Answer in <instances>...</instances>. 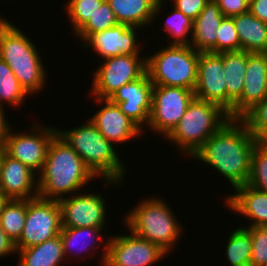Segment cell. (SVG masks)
I'll return each instance as SVG.
<instances>
[{
    "label": "cell",
    "mask_w": 267,
    "mask_h": 266,
    "mask_svg": "<svg viewBox=\"0 0 267 266\" xmlns=\"http://www.w3.org/2000/svg\"><path fill=\"white\" fill-rule=\"evenodd\" d=\"M235 191L225 198L227 208L251 220L247 227L267 226V192L259 191L248 184L237 187Z\"/></svg>",
    "instance_id": "ffe728a7"
},
{
    "label": "cell",
    "mask_w": 267,
    "mask_h": 266,
    "mask_svg": "<svg viewBox=\"0 0 267 266\" xmlns=\"http://www.w3.org/2000/svg\"><path fill=\"white\" fill-rule=\"evenodd\" d=\"M139 27H132L118 23L117 25L101 32L92 34L83 47L98 54L101 59L121 55H140L141 47L137 39ZM137 33V34H136ZM138 41V42H137Z\"/></svg>",
    "instance_id": "9a60e30c"
},
{
    "label": "cell",
    "mask_w": 267,
    "mask_h": 266,
    "mask_svg": "<svg viewBox=\"0 0 267 266\" xmlns=\"http://www.w3.org/2000/svg\"><path fill=\"white\" fill-rule=\"evenodd\" d=\"M27 214V199H9L0 215V226L16 243L21 236Z\"/></svg>",
    "instance_id": "83f0119b"
},
{
    "label": "cell",
    "mask_w": 267,
    "mask_h": 266,
    "mask_svg": "<svg viewBox=\"0 0 267 266\" xmlns=\"http://www.w3.org/2000/svg\"><path fill=\"white\" fill-rule=\"evenodd\" d=\"M12 131L11 129L5 140L3 151L38 174L43 168L50 142L57 134V128L33 123L30 131L22 133Z\"/></svg>",
    "instance_id": "7c38bea8"
},
{
    "label": "cell",
    "mask_w": 267,
    "mask_h": 266,
    "mask_svg": "<svg viewBox=\"0 0 267 266\" xmlns=\"http://www.w3.org/2000/svg\"><path fill=\"white\" fill-rule=\"evenodd\" d=\"M233 20L242 51L267 53V23L254 17L249 10L233 16Z\"/></svg>",
    "instance_id": "cb8c5ba5"
},
{
    "label": "cell",
    "mask_w": 267,
    "mask_h": 266,
    "mask_svg": "<svg viewBox=\"0 0 267 266\" xmlns=\"http://www.w3.org/2000/svg\"><path fill=\"white\" fill-rule=\"evenodd\" d=\"M64 7L71 23L72 33L76 34L94 15L105 0H67Z\"/></svg>",
    "instance_id": "4dcf8cb0"
},
{
    "label": "cell",
    "mask_w": 267,
    "mask_h": 266,
    "mask_svg": "<svg viewBox=\"0 0 267 266\" xmlns=\"http://www.w3.org/2000/svg\"><path fill=\"white\" fill-rule=\"evenodd\" d=\"M129 231L128 235L106 239L100 266H152L168 254L159 245Z\"/></svg>",
    "instance_id": "ba28073f"
},
{
    "label": "cell",
    "mask_w": 267,
    "mask_h": 266,
    "mask_svg": "<svg viewBox=\"0 0 267 266\" xmlns=\"http://www.w3.org/2000/svg\"><path fill=\"white\" fill-rule=\"evenodd\" d=\"M241 120L249 131L258 138L267 129V97L250 109Z\"/></svg>",
    "instance_id": "d590c367"
},
{
    "label": "cell",
    "mask_w": 267,
    "mask_h": 266,
    "mask_svg": "<svg viewBox=\"0 0 267 266\" xmlns=\"http://www.w3.org/2000/svg\"><path fill=\"white\" fill-rule=\"evenodd\" d=\"M258 143L267 149V129L257 138Z\"/></svg>",
    "instance_id": "b9f144b4"
},
{
    "label": "cell",
    "mask_w": 267,
    "mask_h": 266,
    "mask_svg": "<svg viewBox=\"0 0 267 266\" xmlns=\"http://www.w3.org/2000/svg\"><path fill=\"white\" fill-rule=\"evenodd\" d=\"M76 193L68 195L58 200L61 208L62 228H105L106 201L101 194L96 193Z\"/></svg>",
    "instance_id": "4fadbf2b"
},
{
    "label": "cell",
    "mask_w": 267,
    "mask_h": 266,
    "mask_svg": "<svg viewBox=\"0 0 267 266\" xmlns=\"http://www.w3.org/2000/svg\"><path fill=\"white\" fill-rule=\"evenodd\" d=\"M103 230L104 228H98V227L62 228L60 232V237H61V241L63 244V252L65 255V258L68 259L67 256L70 257L72 252H73L72 256L74 257L75 255L74 253H77V252L80 254V252L86 253L89 250L88 252L90 253V250L94 248L95 249L97 248L98 250L99 248L98 246H101L99 243H103L102 240L105 239L102 237V234H101ZM100 239H101V242L98 243L97 241ZM95 243L96 244L98 243V244L96 245ZM75 248L78 250L77 252H74ZM78 248H80L81 251Z\"/></svg>",
    "instance_id": "484cf974"
},
{
    "label": "cell",
    "mask_w": 267,
    "mask_h": 266,
    "mask_svg": "<svg viewBox=\"0 0 267 266\" xmlns=\"http://www.w3.org/2000/svg\"><path fill=\"white\" fill-rule=\"evenodd\" d=\"M195 98L219 105L227 112L223 54L199 52Z\"/></svg>",
    "instance_id": "5bb4252c"
},
{
    "label": "cell",
    "mask_w": 267,
    "mask_h": 266,
    "mask_svg": "<svg viewBox=\"0 0 267 266\" xmlns=\"http://www.w3.org/2000/svg\"><path fill=\"white\" fill-rule=\"evenodd\" d=\"M94 71L90 95L109 99L123 85L131 83L146 73V57L121 55L103 59Z\"/></svg>",
    "instance_id": "9c48e42d"
},
{
    "label": "cell",
    "mask_w": 267,
    "mask_h": 266,
    "mask_svg": "<svg viewBox=\"0 0 267 266\" xmlns=\"http://www.w3.org/2000/svg\"><path fill=\"white\" fill-rule=\"evenodd\" d=\"M231 232L225 244V255L230 266H250L252 252L250 233L242 226L236 227Z\"/></svg>",
    "instance_id": "4316f807"
},
{
    "label": "cell",
    "mask_w": 267,
    "mask_h": 266,
    "mask_svg": "<svg viewBox=\"0 0 267 266\" xmlns=\"http://www.w3.org/2000/svg\"><path fill=\"white\" fill-rule=\"evenodd\" d=\"M118 24L110 4L105 0L88 22L75 34L83 43L94 33L104 31Z\"/></svg>",
    "instance_id": "1f68e13d"
},
{
    "label": "cell",
    "mask_w": 267,
    "mask_h": 266,
    "mask_svg": "<svg viewBox=\"0 0 267 266\" xmlns=\"http://www.w3.org/2000/svg\"><path fill=\"white\" fill-rule=\"evenodd\" d=\"M38 174L1 148L0 191L9 199L38 197Z\"/></svg>",
    "instance_id": "d6986e66"
},
{
    "label": "cell",
    "mask_w": 267,
    "mask_h": 266,
    "mask_svg": "<svg viewBox=\"0 0 267 266\" xmlns=\"http://www.w3.org/2000/svg\"><path fill=\"white\" fill-rule=\"evenodd\" d=\"M230 117L219 105L194 98L182 119L165 138L180 150L183 156L192 157Z\"/></svg>",
    "instance_id": "8992f818"
},
{
    "label": "cell",
    "mask_w": 267,
    "mask_h": 266,
    "mask_svg": "<svg viewBox=\"0 0 267 266\" xmlns=\"http://www.w3.org/2000/svg\"><path fill=\"white\" fill-rule=\"evenodd\" d=\"M223 54L224 79L227 89V113L233 119L234 102L241 96L247 66V52L230 51Z\"/></svg>",
    "instance_id": "603a6c76"
},
{
    "label": "cell",
    "mask_w": 267,
    "mask_h": 266,
    "mask_svg": "<svg viewBox=\"0 0 267 266\" xmlns=\"http://www.w3.org/2000/svg\"><path fill=\"white\" fill-rule=\"evenodd\" d=\"M153 83L145 73L139 79L123 85L109 99L121 112L135 122L143 131L149 123Z\"/></svg>",
    "instance_id": "e0dca14e"
},
{
    "label": "cell",
    "mask_w": 267,
    "mask_h": 266,
    "mask_svg": "<svg viewBox=\"0 0 267 266\" xmlns=\"http://www.w3.org/2000/svg\"><path fill=\"white\" fill-rule=\"evenodd\" d=\"M225 16L214 0H209L193 21L190 46L198 52L217 53V32Z\"/></svg>",
    "instance_id": "7402d4cb"
},
{
    "label": "cell",
    "mask_w": 267,
    "mask_h": 266,
    "mask_svg": "<svg viewBox=\"0 0 267 266\" xmlns=\"http://www.w3.org/2000/svg\"><path fill=\"white\" fill-rule=\"evenodd\" d=\"M4 109L5 107L0 106V148H3L5 140L12 129L7 123Z\"/></svg>",
    "instance_id": "60d3db41"
},
{
    "label": "cell",
    "mask_w": 267,
    "mask_h": 266,
    "mask_svg": "<svg viewBox=\"0 0 267 266\" xmlns=\"http://www.w3.org/2000/svg\"><path fill=\"white\" fill-rule=\"evenodd\" d=\"M156 196L144 199L132 207L124 217L126 229L151 243L159 245L168 254L178 243L184 229L168 203ZM165 201V202H164ZM169 251V252H168Z\"/></svg>",
    "instance_id": "5b68a950"
},
{
    "label": "cell",
    "mask_w": 267,
    "mask_h": 266,
    "mask_svg": "<svg viewBox=\"0 0 267 266\" xmlns=\"http://www.w3.org/2000/svg\"><path fill=\"white\" fill-rule=\"evenodd\" d=\"M94 101L103 106L89 120L109 142L118 145L136 137L139 138V136L141 138L144 131L121 112L117 104L110 99L96 97H94Z\"/></svg>",
    "instance_id": "ac0fdd59"
},
{
    "label": "cell",
    "mask_w": 267,
    "mask_h": 266,
    "mask_svg": "<svg viewBox=\"0 0 267 266\" xmlns=\"http://www.w3.org/2000/svg\"><path fill=\"white\" fill-rule=\"evenodd\" d=\"M57 133L77 152L97 178H103L106 187L108 184L117 186L122 183L127 169L117 154V148L89 119L74 129L57 128Z\"/></svg>",
    "instance_id": "3957f363"
},
{
    "label": "cell",
    "mask_w": 267,
    "mask_h": 266,
    "mask_svg": "<svg viewBox=\"0 0 267 266\" xmlns=\"http://www.w3.org/2000/svg\"><path fill=\"white\" fill-rule=\"evenodd\" d=\"M171 8L173 9H170L172 10L169 11V13L171 12L170 15L165 20V24L162 25L163 29H165V34H169L168 40H170L171 37L174 39L173 41H168L169 44L190 45V38L192 36L190 34H192L193 30V20L178 11L175 7L172 6Z\"/></svg>",
    "instance_id": "f546056e"
},
{
    "label": "cell",
    "mask_w": 267,
    "mask_h": 266,
    "mask_svg": "<svg viewBox=\"0 0 267 266\" xmlns=\"http://www.w3.org/2000/svg\"><path fill=\"white\" fill-rule=\"evenodd\" d=\"M62 229L61 208L58 200L35 197L27 199V214L16 249L42 244L58 236Z\"/></svg>",
    "instance_id": "30bf717a"
},
{
    "label": "cell",
    "mask_w": 267,
    "mask_h": 266,
    "mask_svg": "<svg viewBox=\"0 0 267 266\" xmlns=\"http://www.w3.org/2000/svg\"><path fill=\"white\" fill-rule=\"evenodd\" d=\"M199 52L190 45L168 44L146 56V73L153 85L193 90L197 80Z\"/></svg>",
    "instance_id": "52a82bcc"
},
{
    "label": "cell",
    "mask_w": 267,
    "mask_h": 266,
    "mask_svg": "<svg viewBox=\"0 0 267 266\" xmlns=\"http://www.w3.org/2000/svg\"><path fill=\"white\" fill-rule=\"evenodd\" d=\"M255 189L267 192V149L256 143L251 156V171L247 182Z\"/></svg>",
    "instance_id": "d6a6232c"
},
{
    "label": "cell",
    "mask_w": 267,
    "mask_h": 266,
    "mask_svg": "<svg viewBox=\"0 0 267 266\" xmlns=\"http://www.w3.org/2000/svg\"><path fill=\"white\" fill-rule=\"evenodd\" d=\"M241 51L233 17H224L217 32V53Z\"/></svg>",
    "instance_id": "836d02e7"
},
{
    "label": "cell",
    "mask_w": 267,
    "mask_h": 266,
    "mask_svg": "<svg viewBox=\"0 0 267 266\" xmlns=\"http://www.w3.org/2000/svg\"><path fill=\"white\" fill-rule=\"evenodd\" d=\"M248 4H250V2L252 1V0H245Z\"/></svg>",
    "instance_id": "f6af8a7d"
},
{
    "label": "cell",
    "mask_w": 267,
    "mask_h": 266,
    "mask_svg": "<svg viewBox=\"0 0 267 266\" xmlns=\"http://www.w3.org/2000/svg\"><path fill=\"white\" fill-rule=\"evenodd\" d=\"M249 11L254 17L267 23V0H252L249 4Z\"/></svg>",
    "instance_id": "f35d334b"
},
{
    "label": "cell",
    "mask_w": 267,
    "mask_h": 266,
    "mask_svg": "<svg viewBox=\"0 0 267 266\" xmlns=\"http://www.w3.org/2000/svg\"><path fill=\"white\" fill-rule=\"evenodd\" d=\"M243 227L252 240L250 266H264L267 263V226Z\"/></svg>",
    "instance_id": "e575fe53"
},
{
    "label": "cell",
    "mask_w": 267,
    "mask_h": 266,
    "mask_svg": "<svg viewBox=\"0 0 267 266\" xmlns=\"http://www.w3.org/2000/svg\"><path fill=\"white\" fill-rule=\"evenodd\" d=\"M171 2L173 7L194 21L209 0H171Z\"/></svg>",
    "instance_id": "8d00e7d4"
},
{
    "label": "cell",
    "mask_w": 267,
    "mask_h": 266,
    "mask_svg": "<svg viewBox=\"0 0 267 266\" xmlns=\"http://www.w3.org/2000/svg\"><path fill=\"white\" fill-rule=\"evenodd\" d=\"M9 201V198L0 191V215L3 211L4 205Z\"/></svg>",
    "instance_id": "7bdbcfd3"
},
{
    "label": "cell",
    "mask_w": 267,
    "mask_h": 266,
    "mask_svg": "<svg viewBox=\"0 0 267 266\" xmlns=\"http://www.w3.org/2000/svg\"><path fill=\"white\" fill-rule=\"evenodd\" d=\"M267 97V53H248L241 96L234 102L233 119H241Z\"/></svg>",
    "instance_id": "2e32d148"
},
{
    "label": "cell",
    "mask_w": 267,
    "mask_h": 266,
    "mask_svg": "<svg viewBox=\"0 0 267 266\" xmlns=\"http://www.w3.org/2000/svg\"><path fill=\"white\" fill-rule=\"evenodd\" d=\"M96 178L77 152L57 133L38 173V197L59 200L68 194H76Z\"/></svg>",
    "instance_id": "7a4b0ae2"
},
{
    "label": "cell",
    "mask_w": 267,
    "mask_h": 266,
    "mask_svg": "<svg viewBox=\"0 0 267 266\" xmlns=\"http://www.w3.org/2000/svg\"><path fill=\"white\" fill-rule=\"evenodd\" d=\"M17 252L15 243L7 236L0 226V259L3 256L12 255Z\"/></svg>",
    "instance_id": "ab89813d"
},
{
    "label": "cell",
    "mask_w": 267,
    "mask_h": 266,
    "mask_svg": "<svg viewBox=\"0 0 267 266\" xmlns=\"http://www.w3.org/2000/svg\"><path fill=\"white\" fill-rule=\"evenodd\" d=\"M0 59L5 61L30 97L46 87V67L37 46L8 19L0 16ZM46 84V85H45Z\"/></svg>",
    "instance_id": "277c9868"
},
{
    "label": "cell",
    "mask_w": 267,
    "mask_h": 266,
    "mask_svg": "<svg viewBox=\"0 0 267 266\" xmlns=\"http://www.w3.org/2000/svg\"><path fill=\"white\" fill-rule=\"evenodd\" d=\"M16 250L17 266H62L60 264L66 259L60 234L42 244Z\"/></svg>",
    "instance_id": "d4e9b609"
},
{
    "label": "cell",
    "mask_w": 267,
    "mask_h": 266,
    "mask_svg": "<svg viewBox=\"0 0 267 266\" xmlns=\"http://www.w3.org/2000/svg\"><path fill=\"white\" fill-rule=\"evenodd\" d=\"M194 98V91L190 89L153 85L148 129L166 138Z\"/></svg>",
    "instance_id": "8fae6325"
},
{
    "label": "cell",
    "mask_w": 267,
    "mask_h": 266,
    "mask_svg": "<svg viewBox=\"0 0 267 266\" xmlns=\"http://www.w3.org/2000/svg\"><path fill=\"white\" fill-rule=\"evenodd\" d=\"M257 142L241 119H230L206 140L192 159L221 173L235 190L248 182L251 156Z\"/></svg>",
    "instance_id": "6da1fadb"
},
{
    "label": "cell",
    "mask_w": 267,
    "mask_h": 266,
    "mask_svg": "<svg viewBox=\"0 0 267 266\" xmlns=\"http://www.w3.org/2000/svg\"><path fill=\"white\" fill-rule=\"evenodd\" d=\"M26 96L28 94L21 87L11 68L0 59V106L5 107L6 102L16 109V107H21V104L27 99Z\"/></svg>",
    "instance_id": "f1b7e54d"
},
{
    "label": "cell",
    "mask_w": 267,
    "mask_h": 266,
    "mask_svg": "<svg viewBox=\"0 0 267 266\" xmlns=\"http://www.w3.org/2000/svg\"><path fill=\"white\" fill-rule=\"evenodd\" d=\"M107 2L110 4L118 23L141 27L140 29L148 27L149 24L151 27L159 16L164 2L166 3L165 0H107Z\"/></svg>",
    "instance_id": "44dd1931"
},
{
    "label": "cell",
    "mask_w": 267,
    "mask_h": 266,
    "mask_svg": "<svg viewBox=\"0 0 267 266\" xmlns=\"http://www.w3.org/2000/svg\"><path fill=\"white\" fill-rule=\"evenodd\" d=\"M0 173H1V148H0Z\"/></svg>",
    "instance_id": "ee69618b"
},
{
    "label": "cell",
    "mask_w": 267,
    "mask_h": 266,
    "mask_svg": "<svg viewBox=\"0 0 267 266\" xmlns=\"http://www.w3.org/2000/svg\"><path fill=\"white\" fill-rule=\"evenodd\" d=\"M225 17H233L249 10L245 0H214Z\"/></svg>",
    "instance_id": "74e56055"
}]
</instances>
